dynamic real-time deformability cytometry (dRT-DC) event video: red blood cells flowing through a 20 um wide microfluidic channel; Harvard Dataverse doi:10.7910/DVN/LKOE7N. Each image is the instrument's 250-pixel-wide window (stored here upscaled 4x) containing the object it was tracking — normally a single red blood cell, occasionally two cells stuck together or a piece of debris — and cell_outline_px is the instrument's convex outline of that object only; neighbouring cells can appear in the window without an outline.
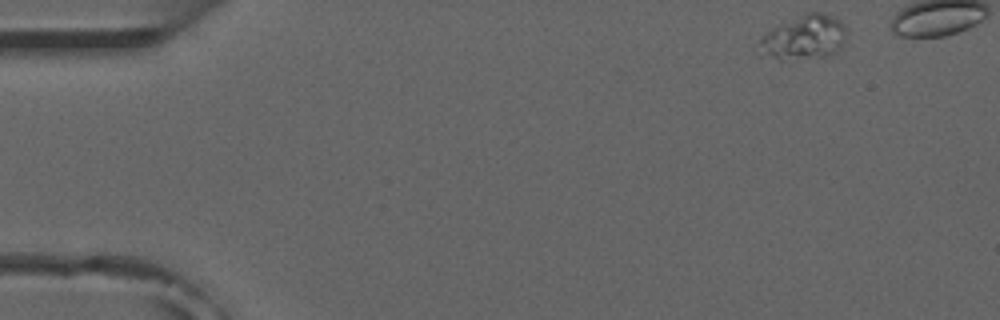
{"species": "common noctule bat (a hibernating species)", "species_latin": "Nyctalus noctula", "temperature_condition": "room temperature", "stored_images_in_passage": 5, "camera_frame_rate_fps": 3000, "um_per_image_px": 0.085, "animal": {"sex": "male", "forearm_length_mm": 52.5}, "frame": {"image": 1, "passage_image": 1, "time_ms": 0.0, "image_size_px": [1000, 320], "cell_outline_px": [[844, 40], [840, 48], [836, 52], [824, 56], [784, 60], [780, 60], [768, 52], [760, 40], [760, 36], [808, 12], [820, 12], [840, 20], [844, 28]], "centroid_in_image_um": [68.45, 3.17], "position_along_channel_um": 16.6, "area_um2": 21.04}}